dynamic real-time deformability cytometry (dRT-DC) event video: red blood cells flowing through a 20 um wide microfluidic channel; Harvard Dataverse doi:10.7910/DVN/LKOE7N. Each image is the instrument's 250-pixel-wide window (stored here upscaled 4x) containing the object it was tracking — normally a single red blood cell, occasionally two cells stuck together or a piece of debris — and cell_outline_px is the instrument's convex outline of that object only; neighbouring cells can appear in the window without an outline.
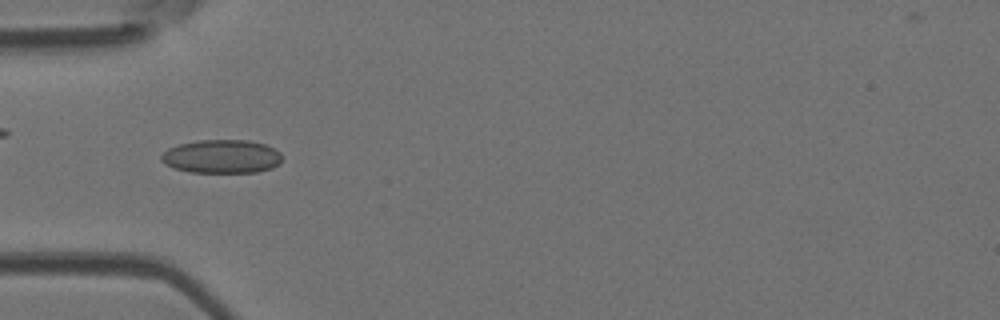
{"species": "Egyptian fruit bat (a non-hibernating species)", "species_latin": "Rousettus aegyptiacus", "temperature_condition": "room temperature", "stored_images_in_passage": 40, "camera_frame_rate_fps": 3000, "um_per_image_px": 0.085, "animal": {"sex": "female"}, "frame": {"image": 1, "passage_image": 5, "time_ms": 1.333, "image_size_px": [1000, 320], "cell_outline_px": [[280, 164], [272, 168], [256, 172], [188, 172], [172, 168], [164, 164], [160, 160], [160, 156], [168, 148], [180, 144], [200, 140], [248, 140], [264, 144], [280, 152]], "centroid_in_image_um": [18.81, 13.31], "position_along_channel_um": 66.2, "area_um2": 23.64}}
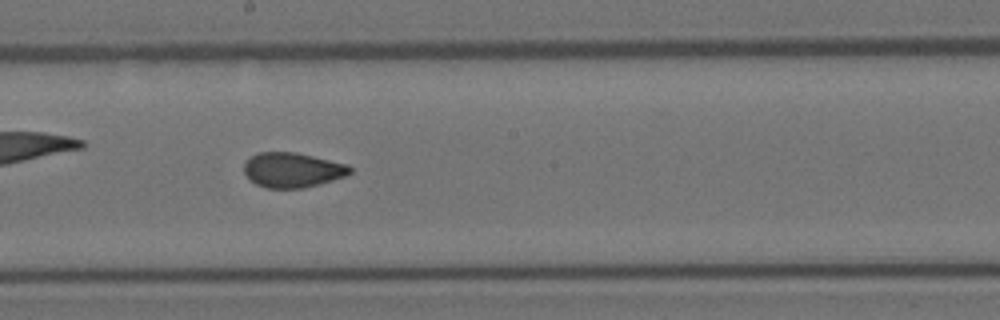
{"frame": {"image": 2, "passage_image": 17, "time_ms": 5.333, "image_size_px": [1000, 320], "cell_outline_px": [[352, 172], [344, 176], [332, 180], [300, 188], [268, 188], [256, 184], [244, 172], [244, 160], [256, 152], [296, 152], [348, 164], [352, 168]], "centroid_in_image_um": [24.83, 14.42], "position_along_channel_um": 223.4, "area_um2": 21.44}}
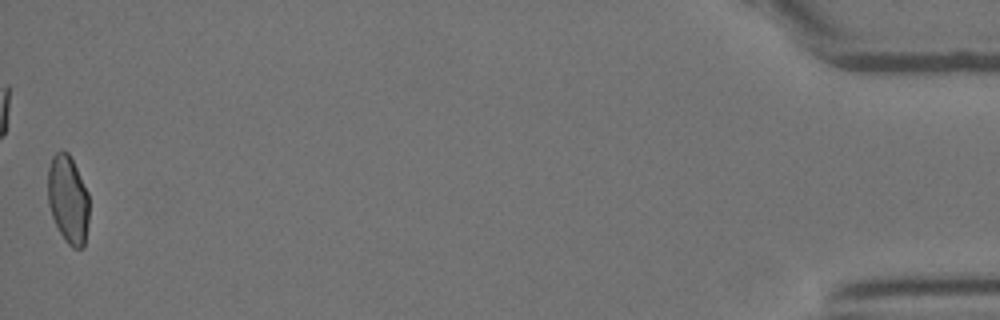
{"frame": {"image": 3, "passage_image": 40, "time_ms": 13.0, "image_size_px": [1000, 320], "cell_outline_px": [[88, 220], [84, 248], [72, 248], [64, 240], [52, 216], [48, 204], [48, 168], [52, 156], [60, 148], [64, 148], [68, 152], [88, 192]], "centroid_in_image_um": [5.77, 16.93], "position_along_channel_um": 429.4, "area_um2": 21.27}, "authors_computed_cell_mechanics": {"area_um2": 21.9351, "velocity_mm_per_s": 3.9286, "shape_relaxation_time_tau1_ms": null, "shape_relaxation_time_tau2_ms": 1.1087, "deformation_change_tau1": null, "deformation_change_tau2": 0.0508}}